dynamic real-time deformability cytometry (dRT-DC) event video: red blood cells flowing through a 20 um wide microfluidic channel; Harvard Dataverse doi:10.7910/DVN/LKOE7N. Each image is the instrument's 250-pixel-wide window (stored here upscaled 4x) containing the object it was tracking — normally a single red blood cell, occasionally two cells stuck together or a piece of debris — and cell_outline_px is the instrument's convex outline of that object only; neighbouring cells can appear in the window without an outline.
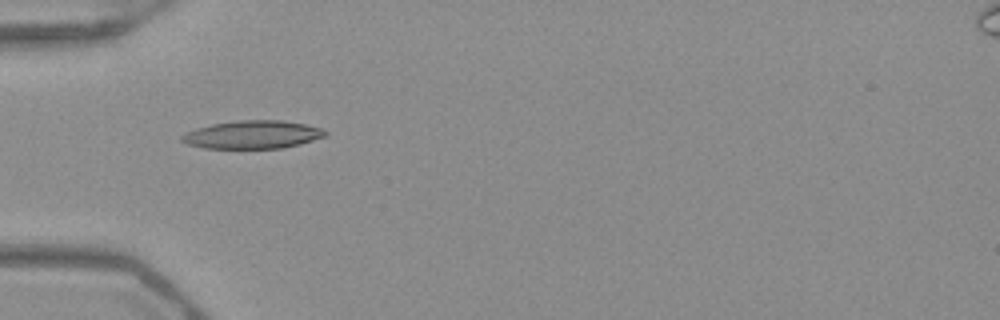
{"species": "Egyptian fruit bat (a non-hibernating species)", "species_latin": "Rousettus aegyptiacus", "temperature_condition": "warm", "stored_images_in_passage": 33, "camera_frame_rate_fps": 3000, "um_per_image_px": 0.085, "frame": {"image": 1, "passage_image": 3, "time_ms": 0.667, "image_size_px": [1000, 320], "cell_outline_px": [[328, 132], [324, 136], [300, 144], [284, 148], [204, 148], [188, 144], [180, 140], [180, 136], [196, 128], [212, 124], [236, 120], [284, 120], [304, 124], [320, 128]], "centroid_in_image_um": [21.45, 11.44], "position_along_channel_um": 63.5, "area_um2": 23.35}}
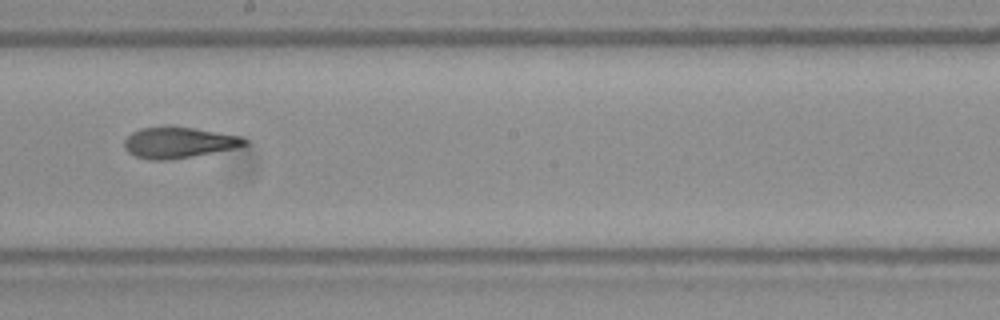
{"frame": {"image": 2, "passage_image": 16, "time_ms": 5.0, "image_size_px": [1000, 320], "cell_outline_px": [[248, 144], [232, 148], [172, 160], [148, 160], [136, 156], [128, 152], [124, 148], [124, 140], [132, 132], [140, 128], [168, 124], [240, 136], [248, 140]], "centroid_in_image_um": [15.11, 12.1], "position_along_channel_um": 233.1, "area_um2": 21.85}}
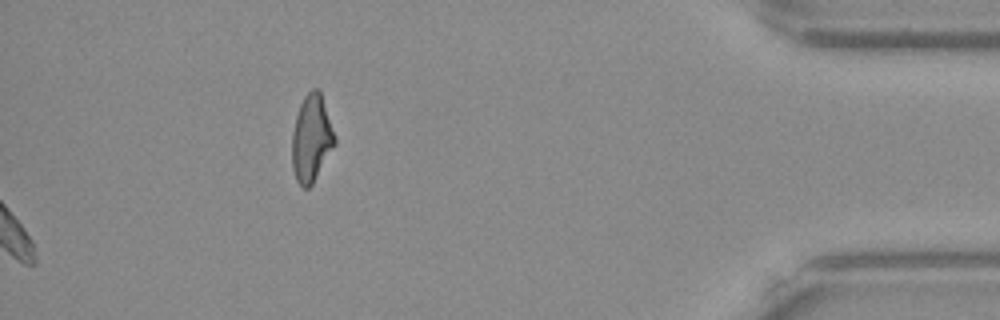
{"frame": {"image": 3, "passage_image": 33, "time_ms": 10.667, "image_size_px": [1000, 320], "cell_outline_px": [[336, 144], [312, 184], [308, 188], [304, 188], [296, 180], [292, 168], [292, 132], [296, 116], [300, 104], [304, 96], [312, 88], [316, 88], [320, 92], [336, 136]], "centroid_in_image_um": [26.47, 11.77], "position_along_channel_um": 408.7, "area_um2": 21.62}, "authors_computed_cell_mechanics": {"area_um2": 21.8484, "velocity_mm_per_s": 3.9547, "shape_relaxation_time_tau1_ms": null, "shape_relaxation_time_tau2_ms": 2.3711, "deformation_change_tau1": null, "deformation_change_tau2": 0.0978}}